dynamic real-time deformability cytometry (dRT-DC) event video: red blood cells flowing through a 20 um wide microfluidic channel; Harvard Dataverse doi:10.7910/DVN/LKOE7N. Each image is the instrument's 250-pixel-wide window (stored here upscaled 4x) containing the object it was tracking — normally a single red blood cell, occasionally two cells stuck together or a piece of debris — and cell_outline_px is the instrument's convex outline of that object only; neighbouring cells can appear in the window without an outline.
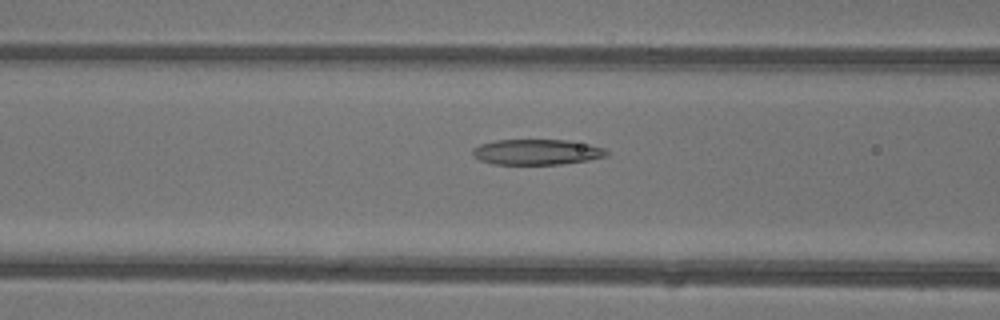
{"species": "common noctule bat (a hibernating species)", "species_latin": "Nyctalus noctula", "temperature_condition": "warm", "stored_images_in_passage": 46, "camera_frame_rate_fps": 3000, "um_per_image_px": 0.085, "animal": {"sex": "female"}, "frame": {"image": 1, "passage_image": 19, "time_ms": 6.0, "image_size_px": [1000, 320], "cell_outline_px": [[608, 156], [588, 160], [560, 164], [492, 164], [480, 160], [472, 156], [472, 148], [480, 144], [496, 140], [568, 140], [588, 144], [604, 148], [608, 152]], "centroid_in_image_um": [45.6, 12.92], "position_along_channel_um": 121.0, "area_um2": 19.94}}
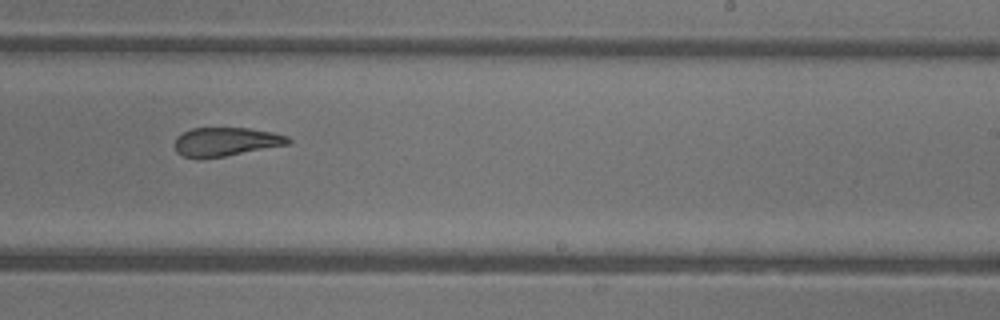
{"frame": {"image": 2, "passage_image": 29, "time_ms": 9.333, "image_size_px": [1000, 320], "cell_outline_px": [[292, 140], [288, 144], [224, 156], [184, 156], [176, 152], [172, 144], [176, 136], [192, 128], [248, 128], [272, 132], [288, 136]], "centroid_in_image_um": [19.18, 12.02], "position_along_channel_um": 269.8, "area_um2": 18.61}}
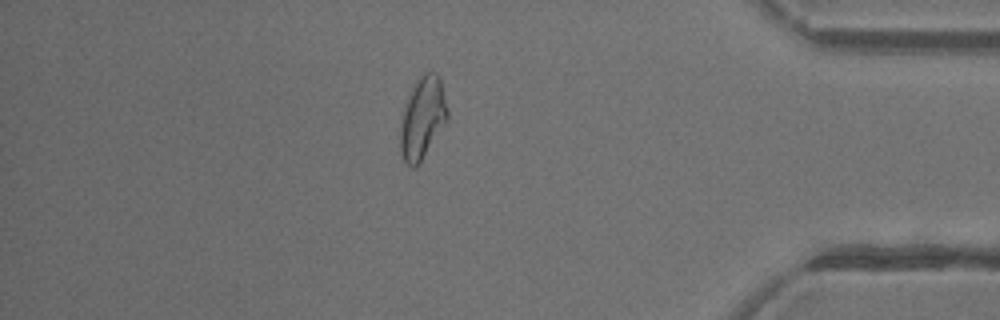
{"frame": {"image": 3, "passage_image": 40, "time_ms": 13.0, "image_size_px": [1000, 320], "cell_outline_px": [[448, 120], [416, 168], [412, 168], [404, 164], [400, 152], [400, 128], [404, 108], [408, 96], [412, 88], [420, 76], [424, 72], [436, 72], [440, 76], [448, 112]], "centroid_in_image_um": [35.91, 10.06], "position_along_channel_um": 399.3, "area_um2": 22.6}, "authors_computed_cell_mechanics": {"area_um2": 22.1952, "velocity_mm_per_s": 4.4684, "shape_relaxation_time_tau1_ms": null, "shape_relaxation_time_tau2_ms": 3.1017, "deformation_change_tau1": null, "deformation_change_tau2": 0.1318}}